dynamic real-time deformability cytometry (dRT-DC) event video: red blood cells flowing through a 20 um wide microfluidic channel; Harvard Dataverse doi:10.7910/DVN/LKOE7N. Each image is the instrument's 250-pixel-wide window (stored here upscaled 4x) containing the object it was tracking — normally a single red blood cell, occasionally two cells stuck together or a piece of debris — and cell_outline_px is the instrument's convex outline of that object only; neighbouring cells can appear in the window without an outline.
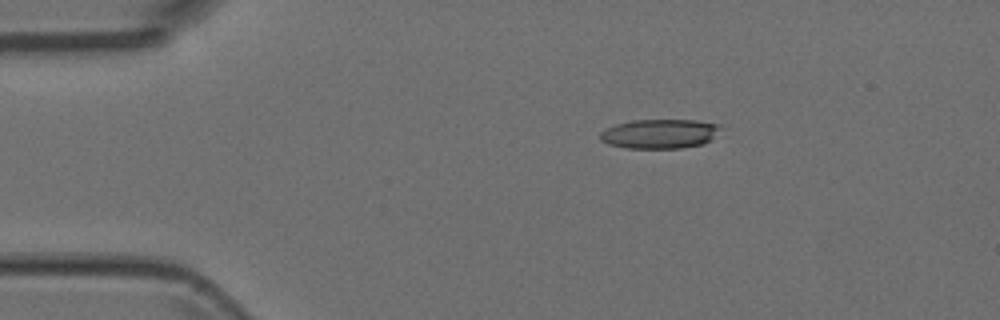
{"species": "Egyptian fruit bat (a non-hibernating species)", "species_latin": "Rousettus aegyptiacus", "temperature_condition": "room temperature", "stored_images_in_passage": 4, "camera_frame_rate_fps": 3000, "um_per_image_px": 0.085, "animal": {"sex": "female"}, "frame": {"image": 1, "passage_image": 2, "time_ms": 0.333, "image_size_px": [1000, 320], "cell_outline_px": [[720, 128], [712, 140], [704, 144], [680, 148], [624, 148], [608, 144], [600, 140], [600, 132], [604, 128], [616, 124], [632, 120], [696, 120], [720, 124]], "centroid_in_image_um": [56.06, 11.37], "position_along_channel_um": 28.9, "area_um2": 20.81}}